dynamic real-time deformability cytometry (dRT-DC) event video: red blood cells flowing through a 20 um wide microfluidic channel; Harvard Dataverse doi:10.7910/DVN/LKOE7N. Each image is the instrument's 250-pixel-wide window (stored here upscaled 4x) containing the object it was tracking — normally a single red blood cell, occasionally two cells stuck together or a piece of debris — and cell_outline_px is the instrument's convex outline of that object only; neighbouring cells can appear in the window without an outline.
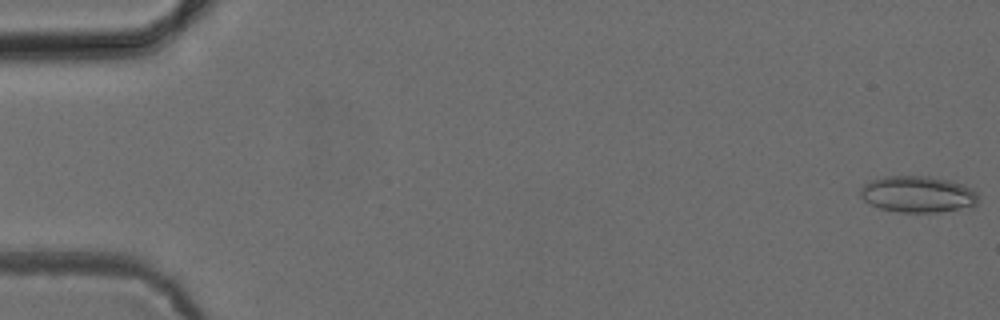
{"species": "common noctule bat (a hibernating species)", "species_latin": "Nyctalus noctula", "temperature_condition": "cold", "stored_images_in_passage": 5, "camera_frame_rate_fps": 3000, "um_per_image_px": 0.085, "animal": {"sex": "female", "body_mass_g": 24.6, "forearm_length_mm": 56.2}, "frame": {"image": 1, "passage_image": 1, "time_ms": 0.0, "image_size_px": [1000, 320], "cell_outline_px": [[976, 204], [972, 208], [936, 212], [900, 212], [880, 208], [864, 200], [860, 196], [860, 188], [868, 180], [888, 176], [928, 176], [948, 180], [960, 184], [976, 192]], "centroid_in_image_um": [77.98, 16.51], "position_along_channel_um": 7.0, "area_um2": 24.91}}